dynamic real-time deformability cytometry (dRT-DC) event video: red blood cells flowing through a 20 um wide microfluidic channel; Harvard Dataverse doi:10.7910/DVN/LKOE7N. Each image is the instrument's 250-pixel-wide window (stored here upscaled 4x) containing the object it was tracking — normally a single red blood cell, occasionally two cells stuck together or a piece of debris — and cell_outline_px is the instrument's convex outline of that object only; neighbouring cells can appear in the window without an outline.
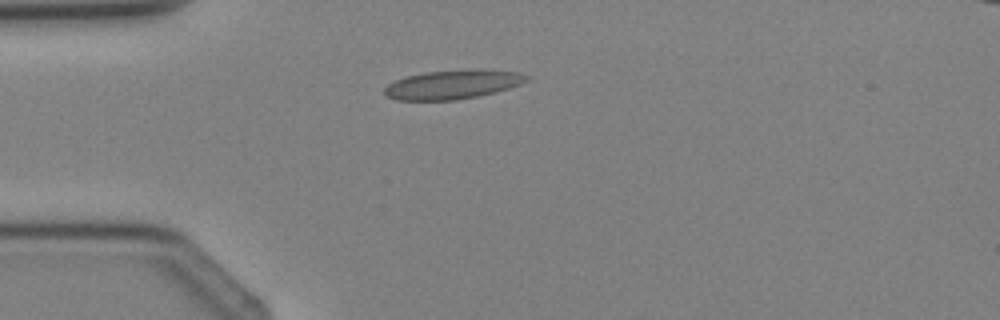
{"species": "Egyptian fruit bat (a non-hibernating species)", "species_latin": "Rousettus aegyptiacus", "temperature_condition": "cold", "stored_images_in_passage": 1, "camera_frame_rate_fps": 3000, "um_per_image_px": 0.085, "animal": {"sex": "female"}, "frame": {"image": 1, "passage_image": 1, "time_ms": 0.0, "image_size_px": [1000, 320], "cell_outline_px": [[532, 76], [528, 80], [520, 84], [496, 92], [456, 100], [396, 100], [384, 96], [384, 88], [388, 84], [396, 80], [408, 76], [424, 72], [476, 68], [520, 72]], "centroid_in_image_um": [38.51, 7.17], "position_along_channel_um": 46.5, "area_um2": 24.33}}